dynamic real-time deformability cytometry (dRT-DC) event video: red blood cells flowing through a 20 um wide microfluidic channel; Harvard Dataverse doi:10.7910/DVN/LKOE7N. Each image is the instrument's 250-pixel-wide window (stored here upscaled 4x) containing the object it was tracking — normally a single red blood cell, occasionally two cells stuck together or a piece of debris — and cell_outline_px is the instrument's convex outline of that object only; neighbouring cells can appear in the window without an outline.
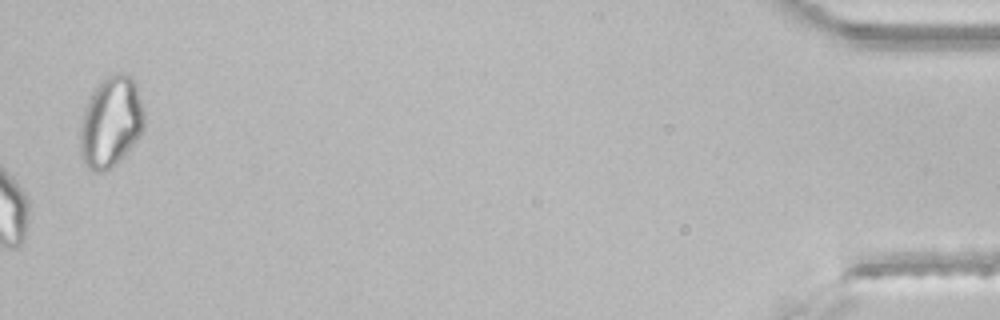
{"species": "common noctule bat (a hibernating species)", "species_latin": "Nyctalus noctula", "temperature_condition": "room temperature", "stored_images_in_passage": 39, "camera_frame_rate_fps": 3000, "um_per_image_px": 0.085, "animal": {"sex": "male", "body_mass_g": 21.5, "forearm_length_mm": 52.0}, "frame": {"image": 1, "passage_image": 39, "time_ms": 12.667, "image_size_px": [1000, 320], "cell_outline_px": [[144, 124], [140, 136], [124, 156], [112, 168], [104, 172], [92, 172], [84, 164], [80, 152], [80, 128], [84, 112], [100, 80], [104, 76], [112, 72], [124, 72], [132, 76], [136, 84], [144, 112]], "centroid_in_image_um": [9.44, 10.38], "position_along_channel_um": 425.8, "area_um2": 34.1}}